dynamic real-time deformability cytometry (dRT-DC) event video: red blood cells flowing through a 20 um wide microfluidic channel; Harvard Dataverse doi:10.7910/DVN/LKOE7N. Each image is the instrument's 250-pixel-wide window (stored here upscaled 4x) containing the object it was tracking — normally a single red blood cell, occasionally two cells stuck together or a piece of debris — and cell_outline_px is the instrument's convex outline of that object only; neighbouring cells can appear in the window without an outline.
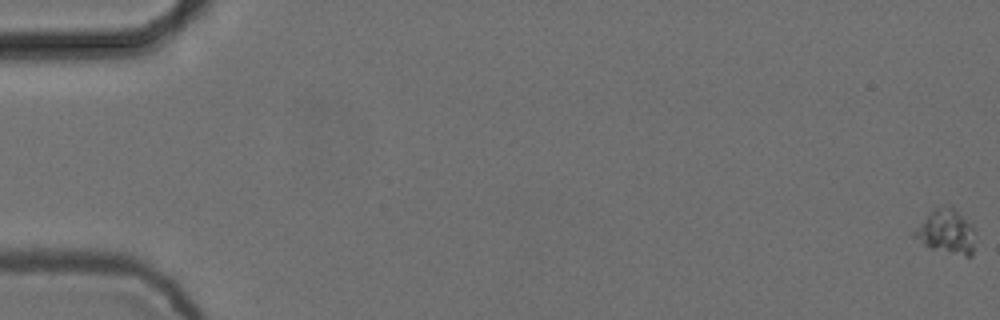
{"species": "common noctule bat (a hibernating species)", "species_latin": "Nyctalus noctula", "temperature_condition": "cold", "stored_images_in_passage": 3, "camera_frame_rate_fps": 3000, "um_per_image_px": 0.085, "animal": {"sex": "female", "body_mass_g": 24.6, "forearm_length_mm": 56.2}, "frame": {"image": 1, "passage_image": 1, "time_ms": 0.0, "image_size_px": [1000, 320], "cell_outline_px": [[976, 232], [972, 256], [964, 256], [928, 248], [912, 236], [912, 232], [928, 212], [936, 208], [948, 204], [972, 224], [976, 228]], "centroid_in_image_um": [80.44, 19.7], "position_along_channel_um": 4.6, "area_um2": 16.07}}